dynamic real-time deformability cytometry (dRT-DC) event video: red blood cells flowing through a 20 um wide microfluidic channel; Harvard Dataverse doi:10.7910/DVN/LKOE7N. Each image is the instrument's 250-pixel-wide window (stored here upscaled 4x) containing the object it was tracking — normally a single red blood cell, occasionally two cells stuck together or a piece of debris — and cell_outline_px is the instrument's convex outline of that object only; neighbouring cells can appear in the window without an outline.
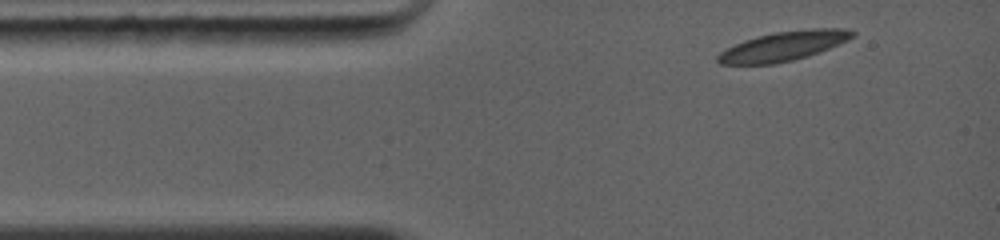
{"species": "common noctule bat (a hibernating species)", "species_latin": "Nyctalus noctula", "temperature_condition": "warm", "stored_images_in_passage": 3, "camera_frame_rate_fps": 5000, "um_per_image_px": 0.085, "animal": {"sex": "female", "body_mass_g": 19.0, "forearm_length_mm": 56.7}, "frame": {"image": 1, "passage_image": 1, "time_ms": 0.0, "image_size_px": [1000, 240], "cell_outline_px": [[856, 36], [848, 40], [820, 52], [808, 56], [776, 64], [720, 64], [716, 60], [716, 56], [720, 52], [744, 40], [756, 36], [772, 32], [812, 28], [844, 28], [856, 32]], "centroid_in_image_um": [66.62, 3.91], "position_along_channel_um": 18.4, "area_um2": 23.24}}
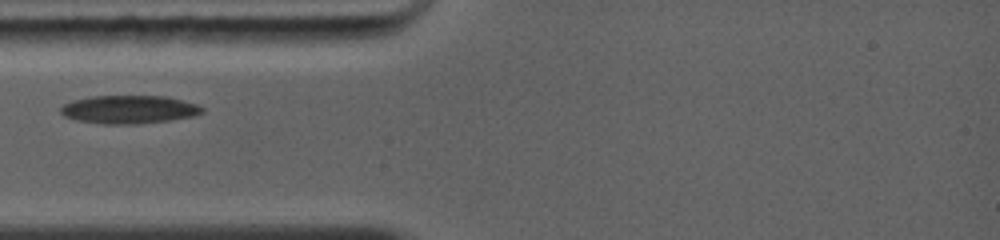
{"frame": {"image": 2, "passage_image": 3, "time_ms": 2.2, "image_size_px": [1000, 240], "cell_outline_px": [[204, 112], [196, 116], [168, 120], [136, 124], [104, 124], [76, 120], [64, 116], [60, 112], [60, 108], [64, 104], [72, 100], [88, 96], [164, 96], [196, 104], [204, 108]], "centroid_in_image_um": [10.94, 9.3], "position_along_channel_um": 74.1, "area_um2": 23.29}}